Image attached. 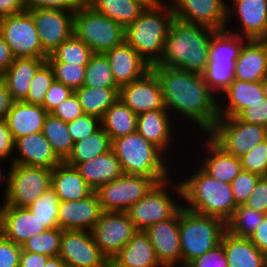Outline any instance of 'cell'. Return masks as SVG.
<instances>
[{
    "mask_svg": "<svg viewBox=\"0 0 267 267\" xmlns=\"http://www.w3.org/2000/svg\"><path fill=\"white\" fill-rule=\"evenodd\" d=\"M3 161L5 162L6 160L0 159V162H3ZM10 166H11V163H9L8 169H6L7 167H4L3 168V167L0 166V184L5 183V185H6L5 186V189H4L5 192H2L4 194L2 196L3 197L2 200L5 198V196L7 194V190H8V179H9Z\"/></svg>",
    "mask_w": 267,
    "mask_h": 267,
    "instance_id": "obj_63",
    "label": "cell"
},
{
    "mask_svg": "<svg viewBox=\"0 0 267 267\" xmlns=\"http://www.w3.org/2000/svg\"><path fill=\"white\" fill-rule=\"evenodd\" d=\"M42 133L51 144L56 156L64 162L70 155L74 145L67 123L48 113L44 121Z\"/></svg>",
    "mask_w": 267,
    "mask_h": 267,
    "instance_id": "obj_39",
    "label": "cell"
},
{
    "mask_svg": "<svg viewBox=\"0 0 267 267\" xmlns=\"http://www.w3.org/2000/svg\"><path fill=\"white\" fill-rule=\"evenodd\" d=\"M49 64L53 68L55 81L63 83L73 91L83 86L86 65L68 64L65 62H49Z\"/></svg>",
    "mask_w": 267,
    "mask_h": 267,
    "instance_id": "obj_46",
    "label": "cell"
},
{
    "mask_svg": "<svg viewBox=\"0 0 267 267\" xmlns=\"http://www.w3.org/2000/svg\"><path fill=\"white\" fill-rule=\"evenodd\" d=\"M52 169L11 164L8 190L0 205L28 207L51 187Z\"/></svg>",
    "mask_w": 267,
    "mask_h": 267,
    "instance_id": "obj_11",
    "label": "cell"
},
{
    "mask_svg": "<svg viewBox=\"0 0 267 267\" xmlns=\"http://www.w3.org/2000/svg\"><path fill=\"white\" fill-rule=\"evenodd\" d=\"M75 168L93 191H96L103 184L118 179L124 174L120 161L112 149L100 154L96 158L78 163Z\"/></svg>",
    "mask_w": 267,
    "mask_h": 267,
    "instance_id": "obj_33",
    "label": "cell"
},
{
    "mask_svg": "<svg viewBox=\"0 0 267 267\" xmlns=\"http://www.w3.org/2000/svg\"><path fill=\"white\" fill-rule=\"evenodd\" d=\"M13 102L14 100L8 92L4 81L0 77V120L6 118V115L12 107Z\"/></svg>",
    "mask_w": 267,
    "mask_h": 267,
    "instance_id": "obj_61",
    "label": "cell"
},
{
    "mask_svg": "<svg viewBox=\"0 0 267 267\" xmlns=\"http://www.w3.org/2000/svg\"><path fill=\"white\" fill-rule=\"evenodd\" d=\"M156 183L151 177L123 174L118 179L103 184L95 192L103 211L126 212Z\"/></svg>",
    "mask_w": 267,
    "mask_h": 267,
    "instance_id": "obj_13",
    "label": "cell"
},
{
    "mask_svg": "<svg viewBox=\"0 0 267 267\" xmlns=\"http://www.w3.org/2000/svg\"><path fill=\"white\" fill-rule=\"evenodd\" d=\"M263 45H264V50L266 53V59H267V36L263 37L261 39H258Z\"/></svg>",
    "mask_w": 267,
    "mask_h": 267,
    "instance_id": "obj_66",
    "label": "cell"
},
{
    "mask_svg": "<svg viewBox=\"0 0 267 267\" xmlns=\"http://www.w3.org/2000/svg\"><path fill=\"white\" fill-rule=\"evenodd\" d=\"M235 79L245 82L262 81L267 77L264 45L258 39L247 40L235 62Z\"/></svg>",
    "mask_w": 267,
    "mask_h": 267,
    "instance_id": "obj_31",
    "label": "cell"
},
{
    "mask_svg": "<svg viewBox=\"0 0 267 267\" xmlns=\"http://www.w3.org/2000/svg\"><path fill=\"white\" fill-rule=\"evenodd\" d=\"M83 3L84 0H23L26 11L46 8L75 13Z\"/></svg>",
    "mask_w": 267,
    "mask_h": 267,
    "instance_id": "obj_51",
    "label": "cell"
},
{
    "mask_svg": "<svg viewBox=\"0 0 267 267\" xmlns=\"http://www.w3.org/2000/svg\"><path fill=\"white\" fill-rule=\"evenodd\" d=\"M58 207L59 198L52 187L28 206L34 216H36L48 229L59 227Z\"/></svg>",
    "mask_w": 267,
    "mask_h": 267,
    "instance_id": "obj_44",
    "label": "cell"
},
{
    "mask_svg": "<svg viewBox=\"0 0 267 267\" xmlns=\"http://www.w3.org/2000/svg\"><path fill=\"white\" fill-rule=\"evenodd\" d=\"M47 229L28 207L0 205V233L15 244L22 245Z\"/></svg>",
    "mask_w": 267,
    "mask_h": 267,
    "instance_id": "obj_23",
    "label": "cell"
},
{
    "mask_svg": "<svg viewBox=\"0 0 267 267\" xmlns=\"http://www.w3.org/2000/svg\"><path fill=\"white\" fill-rule=\"evenodd\" d=\"M101 127L110 140L136 132L137 115L120 99L105 111L101 118Z\"/></svg>",
    "mask_w": 267,
    "mask_h": 267,
    "instance_id": "obj_36",
    "label": "cell"
},
{
    "mask_svg": "<svg viewBox=\"0 0 267 267\" xmlns=\"http://www.w3.org/2000/svg\"><path fill=\"white\" fill-rule=\"evenodd\" d=\"M262 88H263V93L264 97L267 99V77H265L262 81Z\"/></svg>",
    "mask_w": 267,
    "mask_h": 267,
    "instance_id": "obj_65",
    "label": "cell"
},
{
    "mask_svg": "<svg viewBox=\"0 0 267 267\" xmlns=\"http://www.w3.org/2000/svg\"><path fill=\"white\" fill-rule=\"evenodd\" d=\"M103 54L119 88L140 79L151 70L150 65L126 42Z\"/></svg>",
    "mask_w": 267,
    "mask_h": 267,
    "instance_id": "obj_25",
    "label": "cell"
},
{
    "mask_svg": "<svg viewBox=\"0 0 267 267\" xmlns=\"http://www.w3.org/2000/svg\"><path fill=\"white\" fill-rule=\"evenodd\" d=\"M91 232L102 253L112 260L137 230L126 212L104 211Z\"/></svg>",
    "mask_w": 267,
    "mask_h": 267,
    "instance_id": "obj_14",
    "label": "cell"
},
{
    "mask_svg": "<svg viewBox=\"0 0 267 267\" xmlns=\"http://www.w3.org/2000/svg\"><path fill=\"white\" fill-rule=\"evenodd\" d=\"M26 11L23 0H0V18Z\"/></svg>",
    "mask_w": 267,
    "mask_h": 267,
    "instance_id": "obj_60",
    "label": "cell"
},
{
    "mask_svg": "<svg viewBox=\"0 0 267 267\" xmlns=\"http://www.w3.org/2000/svg\"><path fill=\"white\" fill-rule=\"evenodd\" d=\"M47 58H16L0 76L14 101H23L37 69Z\"/></svg>",
    "mask_w": 267,
    "mask_h": 267,
    "instance_id": "obj_32",
    "label": "cell"
},
{
    "mask_svg": "<svg viewBox=\"0 0 267 267\" xmlns=\"http://www.w3.org/2000/svg\"><path fill=\"white\" fill-rule=\"evenodd\" d=\"M247 40L227 30H218L212 34L209 60L202 75L205 83L218 98L234 81L235 62Z\"/></svg>",
    "mask_w": 267,
    "mask_h": 267,
    "instance_id": "obj_8",
    "label": "cell"
},
{
    "mask_svg": "<svg viewBox=\"0 0 267 267\" xmlns=\"http://www.w3.org/2000/svg\"><path fill=\"white\" fill-rule=\"evenodd\" d=\"M221 243L228 267H267V254L260 251L249 237H238L226 230Z\"/></svg>",
    "mask_w": 267,
    "mask_h": 267,
    "instance_id": "obj_30",
    "label": "cell"
},
{
    "mask_svg": "<svg viewBox=\"0 0 267 267\" xmlns=\"http://www.w3.org/2000/svg\"><path fill=\"white\" fill-rule=\"evenodd\" d=\"M184 267H228L222 243L203 255L193 258Z\"/></svg>",
    "mask_w": 267,
    "mask_h": 267,
    "instance_id": "obj_50",
    "label": "cell"
},
{
    "mask_svg": "<svg viewBox=\"0 0 267 267\" xmlns=\"http://www.w3.org/2000/svg\"><path fill=\"white\" fill-rule=\"evenodd\" d=\"M22 247L0 233V267H19Z\"/></svg>",
    "mask_w": 267,
    "mask_h": 267,
    "instance_id": "obj_54",
    "label": "cell"
},
{
    "mask_svg": "<svg viewBox=\"0 0 267 267\" xmlns=\"http://www.w3.org/2000/svg\"><path fill=\"white\" fill-rule=\"evenodd\" d=\"M51 187L59 201H77L93 192L79 171L65 162L52 169Z\"/></svg>",
    "mask_w": 267,
    "mask_h": 267,
    "instance_id": "obj_34",
    "label": "cell"
},
{
    "mask_svg": "<svg viewBox=\"0 0 267 267\" xmlns=\"http://www.w3.org/2000/svg\"><path fill=\"white\" fill-rule=\"evenodd\" d=\"M191 176L179 178L182 187L183 207L201 215L215 216L227 222L235 212L231 184L208 175L200 166L191 168ZM185 177V178H184Z\"/></svg>",
    "mask_w": 267,
    "mask_h": 267,
    "instance_id": "obj_3",
    "label": "cell"
},
{
    "mask_svg": "<svg viewBox=\"0 0 267 267\" xmlns=\"http://www.w3.org/2000/svg\"><path fill=\"white\" fill-rule=\"evenodd\" d=\"M251 242L262 252L267 254V215L263 217L261 224L249 236Z\"/></svg>",
    "mask_w": 267,
    "mask_h": 267,
    "instance_id": "obj_58",
    "label": "cell"
},
{
    "mask_svg": "<svg viewBox=\"0 0 267 267\" xmlns=\"http://www.w3.org/2000/svg\"><path fill=\"white\" fill-rule=\"evenodd\" d=\"M176 180L170 177L156 183L126 211L137 231H145L157 222L172 218L183 207L181 183L179 179Z\"/></svg>",
    "mask_w": 267,
    "mask_h": 267,
    "instance_id": "obj_6",
    "label": "cell"
},
{
    "mask_svg": "<svg viewBox=\"0 0 267 267\" xmlns=\"http://www.w3.org/2000/svg\"><path fill=\"white\" fill-rule=\"evenodd\" d=\"M173 120V117L167 110H152L137 116L136 127V131L144 139L159 148L166 156L170 155L172 161L175 160L174 157H172L174 153L172 151L178 149L174 148L171 144L179 143L177 138L180 139V136L175 137L173 135L175 133L174 131L179 129V127L177 128L176 126L177 123H174L175 121ZM174 128H176V130ZM169 151H171V153Z\"/></svg>",
    "mask_w": 267,
    "mask_h": 267,
    "instance_id": "obj_20",
    "label": "cell"
},
{
    "mask_svg": "<svg viewBox=\"0 0 267 267\" xmlns=\"http://www.w3.org/2000/svg\"><path fill=\"white\" fill-rule=\"evenodd\" d=\"M83 86L91 88H119L115 82L111 66L104 54L94 53L85 69Z\"/></svg>",
    "mask_w": 267,
    "mask_h": 267,
    "instance_id": "obj_40",
    "label": "cell"
},
{
    "mask_svg": "<svg viewBox=\"0 0 267 267\" xmlns=\"http://www.w3.org/2000/svg\"><path fill=\"white\" fill-rule=\"evenodd\" d=\"M103 212L95 191L77 201H59L58 226L62 230L92 231Z\"/></svg>",
    "mask_w": 267,
    "mask_h": 267,
    "instance_id": "obj_22",
    "label": "cell"
},
{
    "mask_svg": "<svg viewBox=\"0 0 267 267\" xmlns=\"http://www.w3.org/2000/svg\"><path fill=\"white\" fill-rule=\"evenodd\" d=\"M119 99L137 116L152 110H167L156 74L149 70L143 77L119 88Z\"/></svg>",
    "mask_w": 267,
    "mask_h": 267,
    "instance_id": "obj_19",
    "label": "cell"
},
{
    "mask_svg": "<svg viewBox=\"0 0 267 267\" xmlns=\"http://www.w3.org/2000/svg\"><path fill=\"white\" fill-rule=\"evenodd\" d=\"M154 0H84L97 13L106 15L126 28Z\"/></svg>",
    "mask_w": 267,
    "mask_h": 267,
    "instance_id": "obj_35",
    "label": "cell"
},
{
    "mask_svg": "<svg viewBox=\"0 0 267 267\" xmlns=\"http://www.w3.org/2000/svg\"><path fill=\"white\" fill-rule=\"evenodd\" d=\"M74 35L93 53L104 52L125 42V28L85 2L74 13Z\"/></svg>",
    "mask_w": 267,
    "mask_h": 267,
    "instance_id": "obj_9",
    "label": "cell"
},
{
    "mask_svg": "<svg viewBox=\"0 0 267 267\" xmlns=\"http://www.w3.org/2000/svg\"><path fill=\"white\" fill-rule=\"evenodd\" d=\"M265 214L239 205L226 222L227 231L238 237H249L261 224Z\"/></svg>",
    "mask_w": 267,
    "mask_h": 267,
    "instance_id": "obj_42",
    "label": "cell"
},
{
    "mask_svg": "<svg viewBox=\"0 0 267 267\" xmlns=\"http://www.w3.org/2000/svg\"><path fill=\"white\" fill-rule=\"evenodd\" d=\"M226 230L223 219L197 214L182 207L179 210L182 267L220 244Z\"/></svg>",
    "mask_w": 267,
    "mask_h": 267,
    "instance_id": "obj_7",
    "label": "cell"
},
{
    "mask_svg": "<svg viewBox=\"0 0 267 267\" xmlns=\"http://www.w3.org/2000/svg\"><path fill=\"white\" fill-rule=\"evenodd\" d=\"M48 112L41 105L14 101L6 115V122L14 140L42 132Z\"/></svg>",
    "mask_w": 267,
    "mask_h": 267,
    "instance_id": "obj_29",
    "label": "cell"
},
{
    "mask_svg": "<svg viewBox=\"0 0 267 267\" xmlns=\"http://www.w3.org/2000/svg\"><path fill=\"white\" fill-rule=\"evenodd\" d=\"M207 135L225 152L241 158L267 139V127L237 117L218 118Z\"/></svg>",
    "mask_w": 267,
    "mask_h": 267,
    "instance_id": "obj_10",
    "label": "cell"
},
{
    "mask_svg": "<svg viewBox=\"0 0 267 267\" xmlns=\"http://www.w3.org/2000/svg\"><path fill=\"white\" fill-rule=\"evenodd\" d=\"M244 206L267 215V177H261Z\"/></svg>",
    "mask_w": 267,
    "mask_h": 267,
    "instance_id": "obj_55",
    "label": "cell"
},
{
    "mask_svg": "<svg viewBox=\"0 0 267 267\" xmlns=\"http://www.w3.org/2000/svg\"><path fill=\"white\" fill-rule=\"evenodd\" d=\"M111 149L120 161L124 174L151 177L157 183L175 176L173 162L169 166L170 156H166L137 131L112 140Z\"/></svg>",
    "mask_w": 267,
    "mask_h": 267,
    "instance_id": "obj_5",
    "label": "cell"
},
{
    "mask_svg": "<svg viewBox=\"0 0 267 267\" xmlns=\"http://www.w3.org/2000/svg\"><path fill=\"white\" fill-rule=\"evenodd\" d=\"M15 153V140L10 132L5 119L0 120V159L8 161L13 164ZM13 156V157H12Z\"/></svg>",
    "mask_w": 267,
    "mask_h": 267,
    "instance_id": "obj_57",
    "label": "cell"
},
{
    "mask_svg": "<svg viewBox=\"0 0 267 267\" xmlns=\"http://www.w3.org/2000/svg\"><path fill=\"white\" fill-rule=\"evenodd\" d=\"M67 125L69 134L75 143L95 133L101 127V119L93 115L83 114Z\"/></svg>",
    "mask_w": 267,
    "mask_h": 267,
    "instance_id": "obj_49",
    "label": "cell"
},
{
    "mask_svg": "<svg viewBox=\"0 0 267 267\" xmlns=\"http://www.w3.org/2000/svg\"><path fill=\"white\" fill-rule=\"evenodd\" d=\"M93 54L92 50L73 34L47 57V61L87 65Z\"/></svg>",
    "mask_w": 267,
    "mask_h": 267,
    "instance_id": "obj_41",
    "label": "cell"
},
{
    "mask_svg": "<svg viewBox=\"0 0 267 267\" xmlns=\"http://www.w3.org/2000/svg\"><path fill=\"white\" fill-rule=\"evenodd\" d=\"M174 16L182 21L201 25L215 31L225 30L226 0H167Z\"/></svg>",
    "mask_w": 267,
    "mask_h": 267,
    "instance_id": "obj_18",
    "label": "cell"
},
{
    "mask_svg": "<svg viewBox=\"0 0 267 267\" xmlns=\"http://www.w3.org/2000/svg\"><path fill=\"white\" fill-rule=\"evenodd\" d=\"M0 35L16 58H47L42 50L38 30L28 11L0 18Z\"/></svg>",
    "mask_w": 267,
    "mask_h": 267,
    "instance_id": "obj_12",
    "label": "cell"
},
{
    "mask_svg": "<svg viewBox=\"0 0 267 267\" xmlns=\"http://www.w3.org/2000/svg\"><path fill=\"white\" fill-rule=\"evenodd\" d=\"M62 229L59 227L47 229L37 234L27 241L21 247L23 251L42 254L49 257L58 256L61 248Z\"/></svg>",
    "mask_w": 267,
    "mask_h": 267,
    "instance_id": "obj_43",
    "label": "cell"
},
{
    "mask_svg": "<svg viewBox=\"0 0 267 267\" xmlns=\"http://www.w3.org/2000/svg\"><path fill=\"white\" fill-rule=\"evenodd\" d=\"M111 147L112 141L109 135L100 127L95 133L75 142L70 155L64 162L75 167L78 163L91 160L102 153L108 152Z\"/></svg>",
    "mask_w": 267,
    "mask_h": 267,
    "instance_id": "obj_38",
    "label": "cell"
},
{
    "mask_svg": "<svg viewBox=\"0 0 267 267\" xmlns=\"http://www.w3.org/2000/svg\"><path fill=\"white\" fill-rule=\"evenodd\" d=\"M53 116L69 123L83 115L84 112L75 93L60 103L51 113Z\"/></svg>",
    "mask_w": 267,
    "mask_h": 267,
    "instance_id": "obj_53",
    "label": "cell"
},
{
    "mask_svg": "<svg viewBox=\"0 0 267 267\" xmlns=\"http://www.w3.org/2000/svg\"><path fill=\"white\" fill-rule=\"evenodd\" d=\"M55 82L53 68L46 60L35 72L25 103L43 105L49 87Z\"/></svg>",
    "mask_w": 267,
    "mask_h": 267,
    "instance_id": "obj_45",
    "label": "cell"
},
{
    "mask_svg": "<svg viewBox=\"0 0 267 267\" xmlns=\"http://www.w3.org/2000/svg\"><path fill=\"white\" fill-rule=\"evenodd\" d=\"M108 267H125V266H108Z\"/></svg>",
    "mask_w": 267,
    "mask_h": 267,
    "instance_id": "obj_67",
    "label": "cell"
},
{
    "mask_svg": "<svg viewBox=\"0 0 267 267\" xmlns=\"http://www.w3.org/2000/svg\"><path fill=\"white\" fill-rule=\"evenodd\" d=\"M151 70L158 77L165 108L174 121L179 124L189 120L188 125L189 122L195 125L192 128H199L197 131L203 135L208 134L219 118V99L205 83L203 75L165 66H151ZM177 116L183 117L185 122Z\"/></svg>",
    "mask_w": 267,
    "mask_h": 267,
    "instance_id": "obj_1",
    "label": "cell"
},
{
    "mask_svg": "<svg viewBox=\"0 0 267 267\" xmlns=\"http://www.w3.org/2000/svg\"><path fill=\"white\" fill-rule=\"evenodd\" d=\"M218 100L219 118L236 117L242 110L265 99L262 83L234 79ZM224 100V101H223Z\"/></svg>",
    "mask_w": 267,
    "mask_h": 267,
    "instance_id": "obj_27",
    "label": "cell"
},
{
    "mask_svg": "<svg viewBox=\"0 0 267 267\" xmlns=\"http://www.w3.org/2000/svg\"><path fill=\"white\" fill-rule=\"evenodd\" d=\"M215 30L177 19L163 45V57L153 66L173 67L202 74L209 60V45Z\"/></svg>",
    "mask_w": 267,
    "mask_h": 267,
    "instance_id": "obj_2",
    "label": "cell"
},
{
    "mask_svg": "<svg viewBox=\"0 0 267 267\" xmlns=\"http://www.w3.org/2000/svg\"><path fill=\"white\" fill-rule=\"evenodd\" d=\"M61 162L42 132L32 133L15 140L13 159L15 164L53 169Z\"/></svg>",
    "mask_w": 267,
    "mask_h": 267,
    "instance_id": "obj_26",
    "label": "cell"
},
{
    "mask_svg": "<svg viewBox=\"0 0 267 267\" xmlns=\"http://www.w3.org/2000/svg\"><path fill=\"white\" fill-rule=\"evenodd\" d=\"M35 22L42 50L49 56L73 34L74 13L38 8L28 11Z\"/></svg>",
    "mask_w": 267,
    "mask_h": 267,
    "instance_id": "obj_17",
    "label": "cell"
},
{
    "mask_svg": "<svg viewBox=\"0 0 267 267\" xmlns=\"http://www.w3.org/2000/svg\"><path fill=\"white\" fill-rule=\"evenodd\" d=\"M240 162L242 170L267 177V139L242 156Z\"/></svg>",
    "mask_w": 267,
    "mask_h": 267,
    "instance_id": "obj_47",
    "label": "cell"
},
{
    "mask_svg": "<svg viewBox=\"0 0 267 267\" xmlns=\"http://www.w3.org/2000/svg\"><path fill=\"white\" fill-rule=\"evenodd\" d=\"M49 256L21 250L19 267H44Z\"/></svg>",
    "mask_w": 267,
    "mask_h": 267,
    "instance_id": "obj_59",
    "label": "cell"
},
{
    "mask_svg": "<svg viewBox=\"0 0 267 267\" xmlns=\"http://www.w3.org/2000/svg\"><path fill=\"white\" fill-rule=\"evenodd\" d=\"M236 117L243 122L267 127V99L242 110Z\"/></svg>",
    "mask_w": 267,
    "mask_h": 267,
    "instance_id": "obj_56",
    "label": "cell"
},
{
    "mask_svg": "<svg viewBox=\"0 0 267 267\" xmlns=\"http://www.w3.org/2000/svg\"><path fill=\"white\" fill-rule=\"evenodd\" d=\"M66 267H108L109 260L96 245L91 231L62 230L58 255Z\"/></svg>",
    "mask_w": 267,
    "mask_h": 267,
    "instance_id": "obj_15",
    "label": "cell"
},
{
    "mask_svg": "<svg viewBox=\"0 0 267 267\" xmlns=\"http://www.w3.org/2000/svg\"><path fill=\"white\" fill-rule=\"evenodd\" d=\"M73 93L74 91L70 87L55 81L49 87L42 106L48 113H52L60 103Z\"/></svg>",
    "mask_w": 267,
    "mask_h": 267,
    "instance_id": "obj_52",
    "label": "cell"
},
{
    "mask_svg": "<svg viewBox=\"0 0 267 267\" xmlns=\"http://www.w3.org/2000/svg\"><path fill=\"white\" fill-rule=\"evenodd\" d=\"M13 56L5 39L0 35V76L13 63Z\"/></svg>",
    "mask_w": 267,
    "mask_h": 267,
    "instance_id": "obj_62",
    "label": "cell"
},
{
    "mask_svg": "<svg viewBox=\"0 0 267 267\" xmlns=\"http://www.w3.org/2000/svg\"><path fill=\"white\" fill-rule=\"evenodd\" d=\"M84 114L102 118L105 111L119 99V88H91L74 90Z\"/></svg>",
    "mask_w": 267,
    "mask_h": 267,
    "instance_id": "obj_37",
    "label": "cell"
},
{
    "mask_svg": "<svg viewBox=\"0 0 267 267\" xmlns=\"http://www.w3.org/2000/svg\"><path fill=\"white\" fill-rule=\"evenodd\" d=\"M227 2L225 30L248 40L267 36V0H228ZM233 18L235 21L238 19L237 24H239L235 30L233 28L236 25L232 28L229 26Z\"/></svg>",
    "mask_w": 267,
    "mask_h": 267,
    "instance_id": "obj_16",
    "label": "cell"
},
{
    "mask_svg": "<svg viewBox=\"0 0 267 267\" xmlns=\"http://www.w3.org/2000/svg\"><path fill=\"white\" fill-rule=\"evenodd\" d=\"M145 233L164 267H182L179 211L172 218L151 225Z\"/></svg>",
    "mask_w": 267,
    "mask_h": 267,
    "instance_id": "obj_21",
    "label": "cell"
},
{
    "mask_svg": "<svg viewBox=\"0 0 267 267\" xmlns=\"http://www.w3.org/2000/svg\"><path fill=\"white\" fill-rule=\"evenodd\" d=\"M108 266L164 267L145 231H137L112 260H109Z\"/></svg>",
    "mask_w": 267,
    "mask_h": 267,
    "instance_id": "obj_28",
    "label": "cell"
},
{
    "mask_svg": "<svg viewBox=\"0 0 267 267\" xmlns=\"http://www.w3.org/2000/svg\"><path fill=\"white\" fill-rule=\"evenodd\" d=\"M260 178V175L244 170L234 178L230 184L237 206L244 205Z\"/></svg>",
    "mask_w": 267,
    "mask_h": 267,
    "instance_id": "obj_48",
    "label": "cell"
},
{
    "mask_svg": "<svg viewBox=\"0 0 267 267\" xmlns=\"http://www.w3.org/2000/svg\"><path fill=\"white\" fill-rule=\"evenodd\" d=\"M44 267H66L65 262L59 257H49Z\"/></svg>",
    "mask_w": 267,
    "mask_h": 267,
    "instance_id": "obj_64",
    "label": "cell"
},
{
    "mask_svg": "<svg viewBox=\"0 0 267 267\" xmlns=\"http://www.w3.org/2000/svg\"><path fill=\"white\" fill-rule=\"evenodd\" d=\"M174 18V12L167 0H154L134 22L125 28V42L150 67L156 65L163 57L164 40Z\"/></svg>",
    "mask_w": 267,
    "mask_h": 267,
    "instance_id": "obj_4",
    "label": "cell"
},
{
    "mask_svg": "<svg viewBox=\"0 0 267 267\" xmlns=\"http://www.w3.org/2000/svg\"><path fill=\"white\" fill-rule=\"evenodd\" d=\"M200 143H203V155L196 160L208 175L227 183H231L234 178L242 171L240 158L228 154L218 146L207 134L200 136ZM205 141V142H204ZM205 143V144H204ZM199 160V161H198Z\"/></svg>",
    "mask_w": 267,
    "mask_h": 267,
    "instance_id": "obj_24",
    "label": "cell"
}]
</instances>
